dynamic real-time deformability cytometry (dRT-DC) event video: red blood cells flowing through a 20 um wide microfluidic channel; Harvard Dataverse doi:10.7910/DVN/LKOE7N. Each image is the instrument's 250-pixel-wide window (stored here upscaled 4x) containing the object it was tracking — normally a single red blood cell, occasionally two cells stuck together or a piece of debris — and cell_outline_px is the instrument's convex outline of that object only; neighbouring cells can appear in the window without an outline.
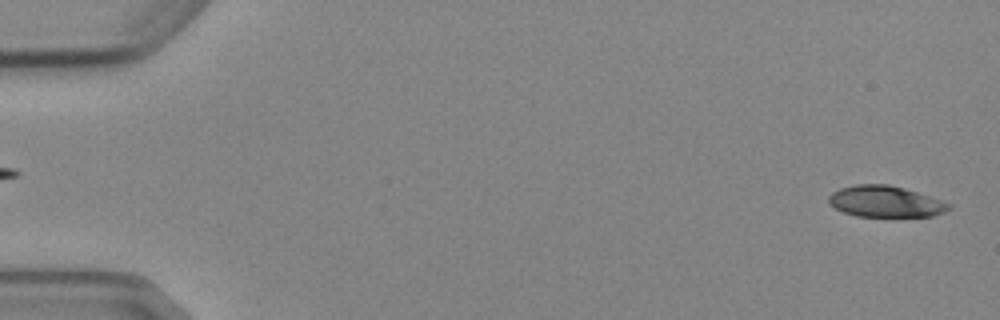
{"species": "Egyptian fruit bat (a non-hibernating species)", "species_latin": "Rousettus aegyptiacus", "temperature_condition": "cold", "stored_images_in_passage": 6, "segment_of_instrument_passage": [2, 2], "camera_frame_rate_fps": 3000, "um_per_image_px": 0.085, "animal": {"sex": "female"}, "frame": {"image": 1, "passage_image": 6, "time_ms": 6.0, "image_size_px": [1000, 320], "cell_outline_px": [[952, 208], [944, 212], [932, 216], [856, 216], [844, 212], [828, 204], [828, 196], [832, 192], [840, 188], [856, 184], [888, 184], [904, 188], [952, 204]], "centroid_in_image_um": [75.24, 17.12], "position_along_channel_um": 9.8, "area_um2": 21.79}}